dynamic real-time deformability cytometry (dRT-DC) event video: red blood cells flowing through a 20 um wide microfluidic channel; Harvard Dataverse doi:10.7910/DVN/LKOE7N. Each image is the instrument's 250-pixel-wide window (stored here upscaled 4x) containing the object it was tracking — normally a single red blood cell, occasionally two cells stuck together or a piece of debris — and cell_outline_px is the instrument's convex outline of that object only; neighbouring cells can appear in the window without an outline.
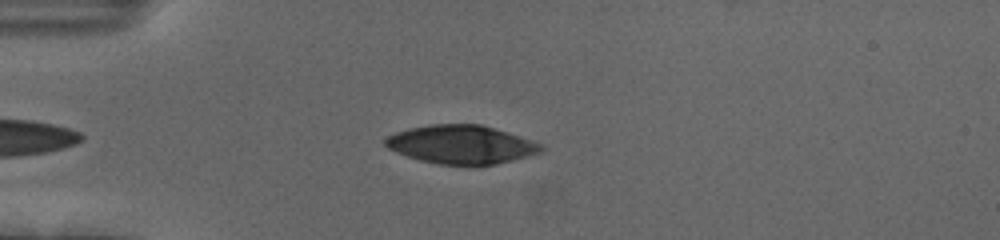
{"species": "human", "species_latin": "Homo sapiens", "temperature_condition": "cold", "stored_images_in_passage": 43, "camera_frame_rate_fps": 3000, "um_per_image_px": 0.085, "donor": {"sex": "female"}, "frame": {"image": 1, "passage_image": 7, "time_ms": 2.0, "image_size_px": [1000, 240], "cell_outline_px": [[544, 148], [540, 152], [512, 160], [496, 164], [468, 168], [440, 164], [420, 160], [396, 152], [388, 148], [384, 144], [384, 140], [388, 136], [396, 132], [408, 128], [432, 124], [480, 124], [508, 132], [544, 144]], "centroid_in_image_um": [39.22, 12.31], "position_along_channel_um": 45.8, "area_um2": 35.49}}
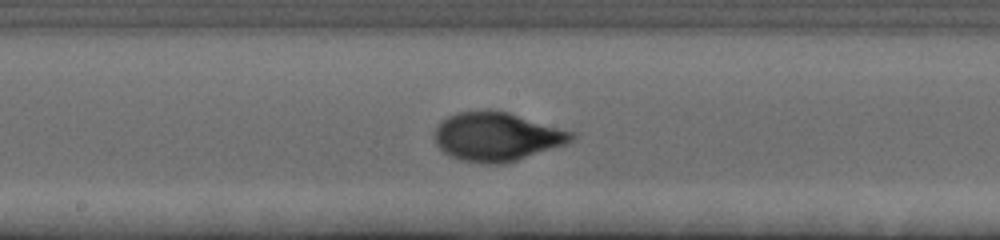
{"frame": {"image": 2, "passage_image": 22, "time_ms": 7.0, "image_size_px": [1000, 240], "cell_outline_px": [[576, 136], [568, 144], [516, 160], [496, 164], [484, 164], [460, 160], [444, 152], [436, 144], [436, 128], [440, 120], [456, 112], [488, 108], [508, 112], [576, 132]], "centroid_in_image_um": [42.25, 11.59], "position_along_channel_um": 206.0, "area_um2": 39.25}}
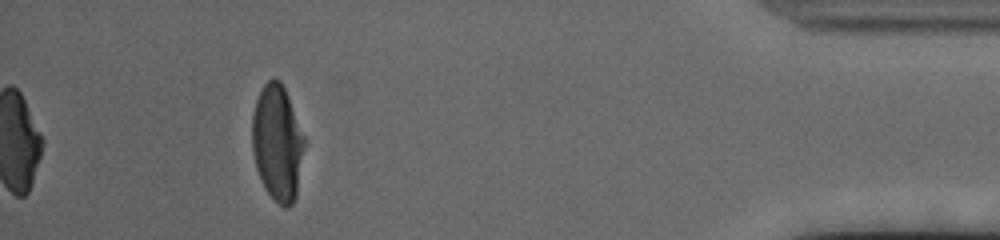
{"frame": {"image": 3, "passage_image": 43, "time_ms": 14.0, "image_size_px": [1000, 240], "cell_outline_px": [[304, 144], [296, 196], [292, 204], [288, 208], [284, 208], [264, 188], [256, 168], [252, 152], [252, 116], [256, 100], [264, 84], [272, 76], [280, 80], [288, 96], [304, 136]], "centroid_in_image_um": [23.56, 12.12], "position_along_channel_um": 411.6, "area_um2": 35.03}, "authors_computed_cell_mechanics": {"area_um2": 37.5122, "velocity_mm_per_s": 3.6736, "shape_relaxation_time_tau1_ms": 3.5221, "shape_relaxation_time_tau2_ms": null, "deformation_change_tau1": 0.1859, "deformation_change_tau2": null}}